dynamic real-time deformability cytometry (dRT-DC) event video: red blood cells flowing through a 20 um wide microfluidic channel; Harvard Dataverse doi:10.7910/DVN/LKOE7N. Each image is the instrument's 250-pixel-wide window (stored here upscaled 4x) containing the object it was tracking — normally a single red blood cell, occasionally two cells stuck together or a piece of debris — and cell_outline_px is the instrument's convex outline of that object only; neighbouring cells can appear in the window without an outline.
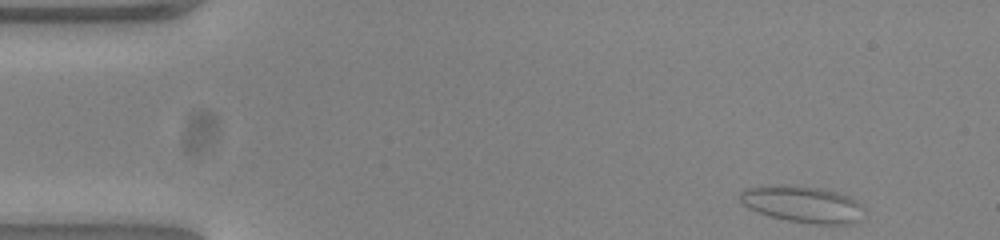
{"species": "common noctule bat (a hibernating species)", "species_latin": "Nyctalus noctula", "temperature_condition": "warm", "stored_images_in_passage": 52, "camera_frame_rate_fps": 3000, "um_per_image_px": 0.085, "animal": {"sex": "female", "body_mass_g": 23.0, "forearm_length_mm": 53.4}, "frame": {"image": 1, "passage_image": 1, "time_ms": 0.0, "image_size_px": [1000, 240], "cell_outline_px": [[860, 204], [852, 220], [848, 224], [816, 224], [788, 220], [772, 216], [748, 208], [740, 200], [740, 192], [748, 188], [776, 184], [820, 188], [836, 192], [848, 196], [856, 200]], "centroid_in_image_um": [68.1, 17.33], "position_along_channel_um": 16.9, "area_um2": 25.32}}
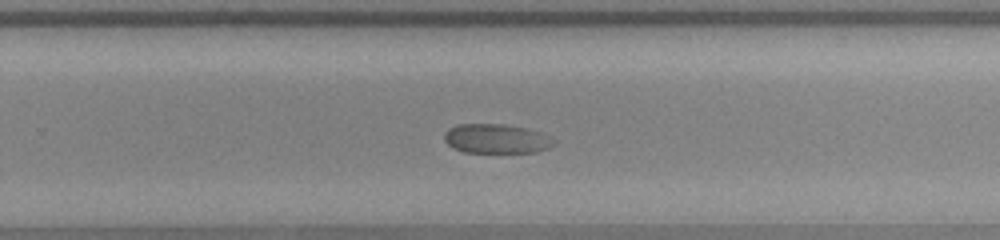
{"frame": {"image": 2, "passage_image": 32, "time_ms": 10.333, "image_size_px": [1000, 240], "cell_outline_px": [[556, 144], [548, 148], [536, 152], [464, 152], [452, 148], [444, 140], [444, 132], [448, 128], [456, 124], [504, 124], [528, 128], [540, 132], [556, 140]], "centroid_in_image_um": [42.18, 11.78], "position_along_channel_um": 287.6, "area_um2": 18.96}}
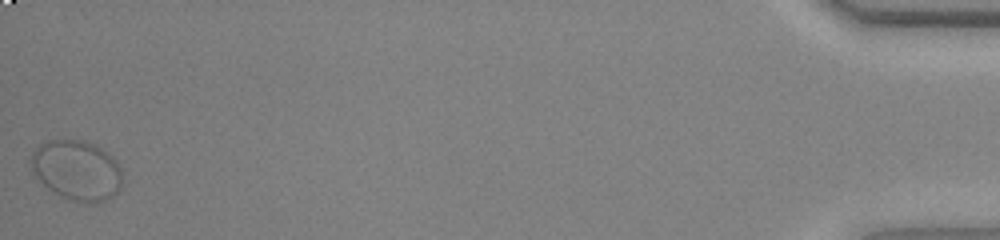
{"frame": {"image": 3, "passage_image": 52, "time_ms": 17.0, "image_size_px": [1000, 240], "cell_outline_px": [[124, 176], [120, 188], [112, 196], [96, 204], [88, 204], [72, 200], [60, 196], [48, 188], [32, 172], [28, 164], [28, 160], [32, 152], [40, 144], [48, 140], [84, 140], [96, 144], [108, 152], [120, 164]], "centroid_in_image_um": [6.54, 14.46], "position_along_channel_um": 428.7, "area_um2": 32.66}}